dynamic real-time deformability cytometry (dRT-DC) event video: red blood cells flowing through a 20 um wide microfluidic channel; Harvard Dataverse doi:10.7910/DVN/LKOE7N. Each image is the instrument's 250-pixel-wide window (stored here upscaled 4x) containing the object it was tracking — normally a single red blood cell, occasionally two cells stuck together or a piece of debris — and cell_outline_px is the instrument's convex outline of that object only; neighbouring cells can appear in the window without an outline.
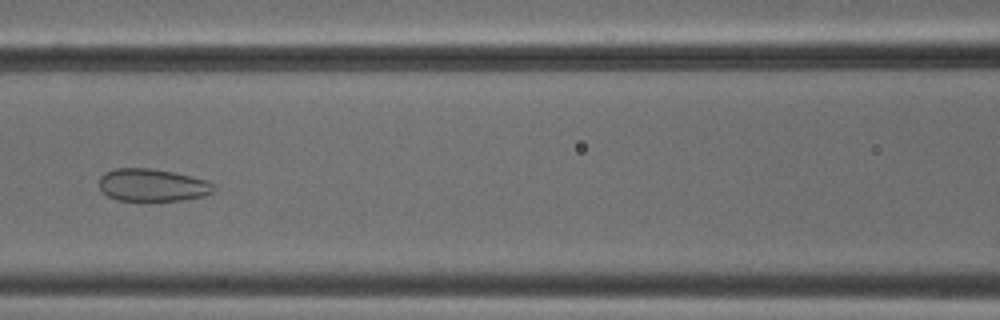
{"species": "common noctule bat (a hibernating species)", "species_latin": "Nyctalus noctula", "temperature_condition": "cold", "stored_images_in_passage": 47, "camera_frame_rate_fps": 3000, "um_per_image_px": 0.085, "animal": {"sex": "male", "body_mass_g": 18.8}, "frame": {"image": 1, "passage_image": 23, "time_ms": 7.333, "image_size_px": [1000, 320], "cell_outline_px": [[216, 188], [212, 192], [204, 196], [184, 200], [144, 204], [116, 200], [108, 196], [100, 188], [100, 176], [104, 172], [116, 168], [152, 168], [192, 176], [208, 180], [216, 184]], "centroid_in_image_um": [12.97, 15.78], "position_along_channel_um": 153.6, "area_um2": 22.83}}
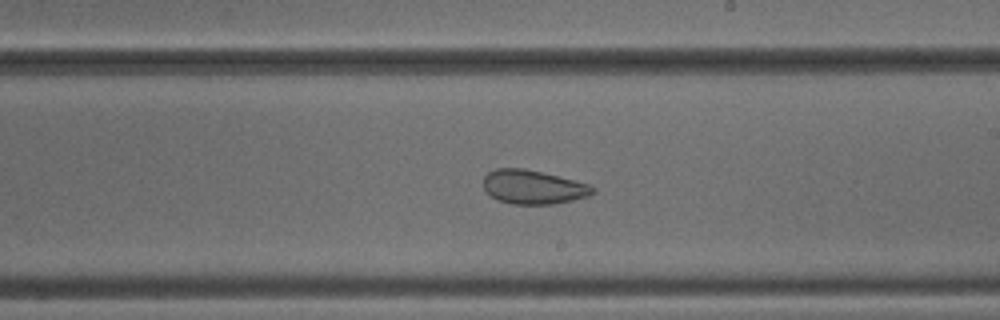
{"frame": {"image": 2, "passage_image": 30, "time_ms": 9.667, "image_size_px": [1000, 320], "cell_outline_px": [[596, 192], [588, 196], [572, 200], [552, 204], [512, 204], [496, 200], [484, 188], [484, 176], [488, 172], [496, 168], [524, 168], [588, 184], [596, 188]], "centroid_in_image_um": [45.3, 15.9], "position_along_channel_um": 243.7, "area_um2": 21.44}}
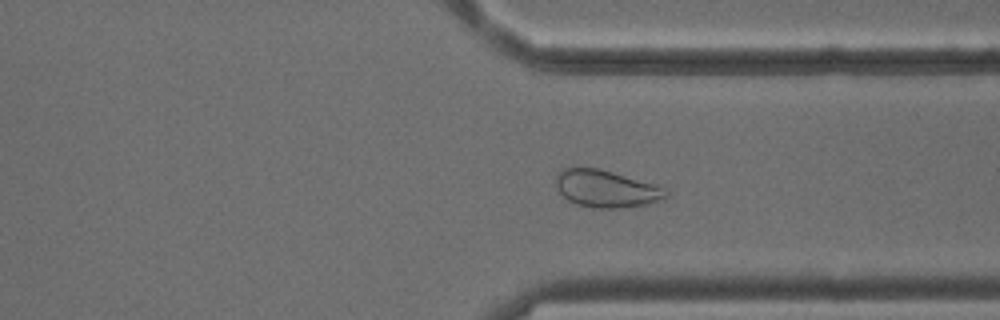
{"frame": {"image": 3, "passage_image": 39, "time_ms": 12.667, "image_size_px": [1000, 320], "cell_outline_px": [[668, 196], [648, 204], [628, 208], [596, 208], [576, 204], [568, 200], [556, 188], [556, 176], [564, 168], [600, 168], [652, 184], [664, 188], [668, 192]], "centroid_in_image_um": [51.51, 16.06], "position_along_channel_um": 359.9, "area_um2": 23.64}, "authors_computed_cell_mechanics": {"area_um2": 25.2586, "velocity_mm_per_s": 3.8668, "shape_relaxation_time_tau1_ms": null, "shape_relaxation_time_tau2_ms": 1.4435, "deformation_change_tau1": null, "deformation_change_tau2": 0.0767}}